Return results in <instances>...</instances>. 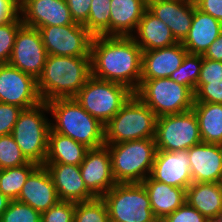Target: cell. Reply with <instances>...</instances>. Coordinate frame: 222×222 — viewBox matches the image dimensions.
I'll return each instance as SVG.
<instances>
[{
  "label": "cell",
  "mask_w": 222,
  "mask_h": 222,
  "mask_svg": "<svg viewBox=\"0 0 222 222\" xmlns=\"http://www.w3.org/2000/svg\"><path fill=\"white\" fill-rule=\"evenodd\" d=\"M142 49L132 37L94 36L91 43V76L137 91L142 74Z\"/></svg>",
  "instance_id": "1"
},
{
  "label": "cell",
  "mask_w": 222,
  "mask_h": 222,
  "mask_svg": "<svg viewBox=\"0 0 222 222\" xmlns=\"http://www.w3.org/2000/svg\"><path fill=\"white\" fill-rule=\"evenodd\" d=\"M90 77V56L47 55L37 88L44 102L74 98Z\"/></svg>",
  "instance_id": "2"
},
{
  "label": "cell",
  "mask_w": 222,
  "mask_h": 222,
  "mask_svg": "<svg viewBox=\"0 0 222 222\" xmlns=\"http://www.w3.org/2000/svg\"><path fill=\"white\" fill-rule=\"evenodd\" d=\"M46 103L52 118V131L68 136L88 148L105 145L104 125L74 98L54 99Z\"/></svg>",
  "instance_id": "3"
},
{
  "label": "cell",
  "mask_w": 222,
  "mask_h": 222,
  "mask_svg": "<svg viewBox=\"0 0 222 222\" xmlns=\"http://www.w3.org/2000/svg\"><path fill=\"white\" fill-rule=\"evenodd\" d=\"M105 145L116 183H142L150 176L157 153L155 138Z\"/></svg>",
  "instance_id": "4"
},
{
  "label": "cell",
  "mask_w": 222,
  "mask_h": 222,
  "mask_svg": "<svg viewBox=\"0 0 222 222\" xmlns=\"http://www.w3.org/2000/svg\"><path fill=\"white\" fill-rule=\"evenodd\" d=\"M157 116L135 93L104 125L105 144L155 138Z\"/></svg>",
  "instance_id": "5"
},
{
  "label": "cell",
  "mask_w": 222,
  "mask_h": 222,
  "mask_svg": "<svg viewBox=\"0 0 222 222\" xmlns=\"http://www.w3.org/2000/svg\"><path fill=\"white\" fill-rule=\"evenodd\" d=\"M49 113L44 101L32 108L23 109L11 133L24 156L38 165H44L47 156L51 119L46 114Z\"/></svg>",
  "instance_id": "6"
},
{
  "label": "cell",
  "mask_w": 222,
  "mask_h": 222,
  "mask_svg": "<svg viewBox=\"0 0 222 222\" xmlns=\"http://www.w3.org/2000/svg\"><path fill=\"white\" fill-rule=\"evenodd\" d=\"M135 94L157 117L189 111L195 102L194 91L170 78L141 80Z\"/></svg>",
  "instance_id": "7"
},
{
  "label": "cell",
  "mask_w": 222,
  "mask_h": 222,
  "mask_svg": "<svg viewBox=\"0 0 222 222\" xmlns=\"http://www.w3.org/2000/svg\"><path fill=\"white\" fill-rule=\"evenodd\" d=\"M102 199L110 222H159L142 183H116Z\"/></svg>",
  "instance_id": "8"
},
{
  "label": "cell",
  "mask_w": 222,
  "mask_h": 222,
  "mask_svg": "<svg viewBox=\"0 0 222 222\" xmlns=\"http://www.w3.org/2000/svg\"><path fill=\"white\" fill-rule=\"evenodd\" d=\"M132 94L133 92L122 84L91 76L74 99L84 110L105 125Z\"/></svg>",
  "instance_id": "9"
},
{
  "label": "cell",
  "mask_w": 222,
  "mask_h": 222,
  "mask_svg": "<svg viewBox=\"0 0 222 222\" xmlns=\"http://www.w3.org/2000/svg\"><path fill=\"white\" fill-rule=\"evenodd\" d=\"M201 142L199 123L193 109L157 118V150L184 151Z\"/></svg>",
  "instance_id": "10"
},
{
  "label": "cell",
  "mask_w": 222,
  "mask_h": 222,
  "mask_svg": "<svg viewBox=\"0 0 222 222\" xmlns=\"http://www.w3.org/2000/svg\"><path fill=\"white\" fill-rule=\"evenodd\" d=\"M40 31L47 55L90 56L93 35L82 24L44 26Z\"/></svg>",
  "instance_id": "11"
},
{
  "label": "cell",
  "mask_w": 222,
  "mask_h": 222,
  "mask_svg": "<svg viewBox=\"0 0 222 222\" xmlns=\"http://www.w3.org/2000/svg\"><path fill=\"white\" fill-rule=\"evenodd\" d=\"M46 58L40 31L23 24L16 34L8 63L37 80L42 74Z\"/></svg>",
  "instance_id": "12"
},
{
  "label": "cell",
  "mask_w": 222,
  "mask_h": 222,
  "mask_svg": "<svg viewBox=\"0 0 222 222\" xmlns=\"http://www.w3.org/2000/svg\"><path fill=\"white\" fill-rule=\"evenodd\" d=\"M0 102L23 109L40 104L37 80L9 63L0 64Z\"/></svg>",
  "instance_id": "13"
},
{
  "label": "cell",
  "mask_w": 222,
  "mask_h": 222,
  "mask_svg": "<svg viewBox=\"0 0 222 222\" xmlns=\"http://www.w3.org/2000/svg\"><path fill=\"white\" fill-rule=\"evenodd\" d=\"M79 168L86 188L95 197H102L116 184L106 145L90 148Z\"/></svg>",
  "instance_id": "14"
},
{
  "label": "cell",
  "mask_w": 222,
  "mask_h": 222,
  "mask_svg": "<svg viewBox=\"0 0 222 222\" xmlns=\"http://www.w3.org/2000/svg\"><path fill=\"white\" fill-rule=\"evenodd\" d=\"M22 23L33 28L73 24L65 0H20Z\"/></svg>",
  "instance_id": "15"
},
{
  "label": "cell",
  "mask_w": 222,
  "mask_h": 222,
  "mask_svg": "<svg viewBox=\"0 0 222 222\" xmlns=\"http://www.w3.org/2000/svg\"><path fill=\"white\" fill-rule=\"evenodd\" d=\"M150 177L173 187L187 189L193 183L187 150H157Z\"/></svg>",
  "instance_id": "16"
},
{
  "label": "cell",
  "mask_w": 222,
  "mask_h": 222,
  "mask_svg": "<svg viewBox=\"0 0 222 222\" xmlns=\"http://www.w3.org/2000/svg\"><path fill=\"white\" fill-rule=\"evenodd\" d=\"M147 9L162 20L177 42H183L192 25L194 0H147Z\"/></svg>",
  "instance_id": "17"
},
{
  "label": "cell",
  "mask_w": 222,
  "mask_h": 222,
  "mask_svg": "<svg viewBox=\"0 0 222 222\" xmlns=\"http://www.w3.org/2000/svg\"><path fill=\"white\" fill-rule=\"evenodd\" d=\"M193 182L219 183L222 176V145L201 142L187 150Z\"/></svg>",
  "instance_id": "18"
},
{
  "label": "cell",
  "mask_w": 222,
  "mask_h": 222,
  "mask_svg": "<svg viewBox=\"0 0 222 222\" xmlns=\"http://www.w3.org/2000/svg\"><path fill=\"white\" fill-rule=\"evenodd\" d=\"M40 213L49 210L58 201V195L48 169L39 165L27 178L17 198Z\"/></svg>",
  "instance_id": "19"
},
{
  "label": "cell",
  "mask_w": 222,
  "mask_h": 222,
  "mask_svg": "<svg viewBox=\"0 0 222 222\" xmlns=\"http://www.w3.org/2000/svg\"><path fill=\"white\" fill-rule=\"evenodd\" d=\"M50 172L59 200L79 203L96 198L82 179L79 166L71 164H44Z\"/></svg>",
  "instance_id": "20"
},
{
  "label": "cell",
  "mask_w": 222,
  "mask_h": 222,
  "mask_svg": "<svg viewBox=\"0 0 222 222\" xmlns=\"http://www.w3.org/2000/svg\"><path fill=\"white\" fill-rule=\"evenodd\" d=\"M187 53L181 42L143 51L141 80L169 78L180 67Z\"/></svg>",
  "instance_id": "21"
},
{
  "label": "cell",
  "mask_w": 222,
  "mask_h": 222,
  "mask_svg": "<svg viewBox=\"0 0 222 222\" xmlns=\"http://www.w3.org/2000/svg\"><path fill=\"white\" fill-rule=\"evenodd\" d=\"M221 33L222 23L199 10L195 4L192 25L182 45L188 53L203 55Z\"/></svg>",
  "instance_id": "22"
},
{
  "label": "cell",
  "mask_w": 222,
  "mask_h": 222,
  "mask_svg": "<svg viewBox=\"0 0 222 222\" xmlns=\"http://www.w3.org/2000/svg\"><path fill=\"white\" fill-rule=\"evenodd\" d=\"M147 9V0H111L110 36L131 37Z\"/></svg>",
  "instance_id": "23"
},
{
  "label": "cell",
  "mask_w": 222,
  "mask_h": 222,
  "mask_svg": "<svg viewBox=\"0 0 222 222\" xmlns=\"http://www.w3.org/2000/svg\"><path fill=\"white\" fill-rule=\"evenodd\" d=\"M131 37L142 51L164 48L178 43L170 28L148 9L144 11L137 29Z\"/></svg>",
  "instance_id": "24"
},
{
  "label": "cell",
  "mask_w": 222,
  "mask_h": 222,
  "mask_svg": "<svg viewBox=\"0 0 222 222\" xmlns=\"http://www.w3.org/2000/svg\"><path fill=\"white\" fill-rule=\"evenodd\" d=\"M142 184L148 193L151 209L158 221H162L186 202V189L155 181L150 176Z\"/></svg>",
  "instance_id": "25"
},
{
  "label": "cell",
  "mask_w": 222,
  "mask_h": 222,
  "mask_svg": "<svg viewBox=\"0 0 222 222\" xmlns=\"http://www.w3.org/2000/svg\"><path fill=\"white\" fill-rule=\"evenodd\" d=\"M186 202L207 219L222 215V186L220 183L193 182L186 189Z\"/></svg>",
  "instance_id": "26"
},
{
  "label": "cell",
  "mask_w": 222,
  "mask_h": 222,
  "mask_svg": "<svg viewBox=\"0 0 222 222\" xmlns=\"http://www.w3.org/2000/svg\"><path fill=\"white\" fill-rule=\"evenodd\" d=\"M89 149L86 145L50 129L48 134V151L44 164L80 166Z\"/></svg>",
  "instance_id": "27"
},
{
  "label": "cell",
  "mask_w": 222,
  "mask_h": 222,
  "mask_svg": "<svg viewBox=\"0 0 222 222\" xmlns=\"http://www.w3.org/2000/svg\"><path fill=\"white\" fill-rule=\"evenodd\" d=\"M202 142L222 145V104L194 102Z\"/></svg>",
  "instance_id": "28"
},
{
  "label": "cell",
  "mask_w": 222,
  "mask_h": 222,
  "mask_svg": "<svg viewBox=\"0 0 222 222\" xmlns=\"http://www.w3.org/2000/svg\"><path fill=\"white\" fill-rule=\"evenodd\" d=\"M39 165L34 162L0 170V192L9 200H17L29 175Z\"/></svg>",
  "instance_id": "29"
},
{
  "label": "cell",
  "mask_w": 222,
  "mask_h": 222,
  "mask_svg": "<svg viewBox=\"0 0 222 222\" xmlns=\"http://www.w3.org/2000/svg\"><path fill=\"white\" fill-rule=\"evenodd\" d=\"M111 0H92L86 29L93 36H110Z\"/></svg>",
  "instance_id": "30"
},
{
  "label": "cell",
  "mask_w": 222,
  "mask_h": 222,
  "mask_svg": "<svg viewBox=\"0 0 222 222\" xmlns=\"http://www.w3.org/2000/svg\"><path fill=\"white\" fill-rule=\"evenodd\" d=\"M202 62V55L187 53L180 67L169 78L195 92Z\"/></svg>",
  "instance_id": "31"
},
{
  "label": "cell",
  "mask_w": 222,
  "mask_h": 222,
  "mask_svg": "<svg viewBox=\"0 0 222 222\" xmlns=\"http://www.w3.org/2000/svg\"><path fill=\"white\" fill-rule=\"evenodd\" d=\"M74 222H110L107 205L102 197L76 203Z\"/></svg>",
  "instance_id": "32"
},
{
  "label": "cell",
  "mask_w": 222,
  "mask_h": 222,
  "mask_svg": "<svg viewBox=\"0 0 222 222\" xmlns=\"http://www.w3.org/2000/svg\"><path fill=\"white\" fill-rule=\"evenodd\" d=\"M30 161L24 156L11 134L0 136V170L19 167Z\"/></svg>",
  "instance_id": "33"
},
{
  "label": "cell",
  "mask_w": 222,
  "mask_h": 222,
  "mask_svg": "<svg viewBox=\"0 0 222 222\" xmlns=\"http://www.w3.org/2000/svg\"><path fill=\"white\" fill-rule=\"evenodd\" d=\"M0 222H41V213L26 203L13 200L0 216Z\"/></svg>",
  "instance_id": "34"
},
{
  "label": "cell",
  "mask_w": 222,
  "mask_h": 222,
  "mask_svg": "<svg viewBox=\"0 0 222 222\" xmlns=\"http://www.w3.org/2000/svg\"><path fill=\"white\" fill-rule=\"evenodd\" d=\"M22 25L21 16L0 25V64L8 63L16 34Z\"/></svg>",
  "instance_id": "35"
},
{
  "label": "cell",
  "mask_w": 222,
  "mask_h": 222,
  "mask_svg": "<svg viewBox=\"0 0 222 222\" xmlns=\"http://www.w3.org/2000/svg\"><path fill=\"white\" fill-rule=\"evenodd\" d=\"M76 203L59 200L49 210L41 213V222H74Z\"/></svg>",
  "instance_id": "36"
},
{
  "label": "cell",
  "mask_w": 222,
  "mask_h": 222,
  "mask_svg": "<svg viewBox=\"0 0 222 222\" xmlns=\"http://www.w3.org/2000/svg\"><path fill=\"white\" fill-rule=\"evenodd\" d=\"M22 110L23 108L17 105L0 102V136L12 133Z\"/></svg>",
  "instance_id": "37"
},
{
  "label": "cell",
  "mask_w": 222,
  "mask_h": 222,
  "mask_svg": "<svg viewBox=\"0 0 222 222\" xmlns=\"http://www.w3.org/2000/svg\"><path fill=\"white\" fill-rule=\"evenodd\" d=\"M195 102H209L222 104V80L201 84L195 90Z\"/></svg>",
  "instance_id": "38"
},
{
  "label": "cell",
  "mask_w": 222,
  "mask_h": 222,
  "mask_svg": "<svg viewBox=\"0 0 222 222\" xmlns=\"http://www.w3.org/2000/svg\"><path fill=\"white\" fill-rule=\"evenodd\" d=\"M207 220L205 216L185 202L161 222H206Z\"/></svg>",
  "instance_id": "39"
},
{
  "label": "cell",
  "mask_w": 222,
  "mask_h": 222,
  "mask_svg": "<svg viewBox=\"0 0 222 222\" xmlns=\"http://www.w3.org/2000/svg\"><path fill=\"white\" fill-rule=\"evenodd\" d=\"M220 80H222V61H214L203 57L196 89L201 84H208V82H216Z\"/></svg>",
  "instance_id": "40"
},
{
  "label": "cell",
  "mask_w": 222,
  "mask_h": 222,
  "mask_svg": "<svg viewBox=\"0 0 222 222\" xmlns=\"http://www.w3.org/2000/svg\"><path fill=\"white\" fill-rule=\"evenodd\" d=\"M91 1L92 0H65L75 23L84 25L87 22Z\"/></svg>",
  "instance_id": "41"
},
{
  "label": "cell",
  "mask_w": 222,
  "mask_h": 222,
  "mask_svg": "<svg viewBox=\"0 0 222 222\" xmlns=\"http://www.w3.org/2000/svg\"><path fill=\"white\" fill-rule=\"evenodd\" d=\"M20 16V0H0V25Z\"/></svg>",
  "instance_id": "42"
},
{
  "label": "cell",
  "mask_w": 222,
  "mask_h": 222,
  "mask_svg": "<svg viewBox=\"0 0 222 222\" xmlns=\"http://www.w3.org/2000/svg\"><path fill=\"white\" fill-rule=\"evenodd\" d=\"M196 7L222 23V0H194Z\"/></svg>",
  "instance_id": "43"
},
{
  "label": "cell",
  "mask_w": 222,
  "mask_h": 222,
  "mask_svg": "<svg viewBox=\"0 0 222 222\" xmlns=\"http://www.w3.org/2000/svg\"><path fill=\"white\" fill-rule=\"evenodd\" d=\"M214 61H222V33L215 39L202 55Z\"/></svg>",
  "instance_id": "44"
},
{
  "label": "cell",
  "mask_w": 222,
  "mask_h": 222,
  "mask_svg": "<svg viewBox=\"0 0 222 222\" xmlns=\"http://www.w3.org/2000/svg\"><path fill=\"white\" fill-rule=\"evenodd\" d=\"M10 201L11 200L0 192V216L7 210Z\"/></svg>",
  "instance_id": "45"
},
{
  "label": "cell",
  "mask_w": 222,
  "mask_h": 222,
  "mask_svg": "<svg viewBox=\"0 0 222 222\" xmlns=\"http://www.w3.org/2000/svg\"><path fill=\"white\" fill-rule=\"evenodd\" d=\"M206 222H221L218 218L208 219Z\"/></svg>",
  "instance_id": "46"
},
{
  "label": "cell",
  "mask_w": 222,
  "mask_h": 222,
  "mask_svg": "<svg viewBox=\"0 0 222 222\" xmlns=\"http://www.w3.org/2000/svg\"><path fill=\"white\" fill-rule=\"evenodd\" d=\"M219 183H220V185L222 186V176H221V179H220Z\"/></svg>",
  "instance_id": "47"
},
{
  "label": "cell",
  "mask_w": 222,
  "mask_h": 222,
  "mask_svg": "<svg viewBox=\"0 0 222 222\" xmlns=\"http://www.w3.org/2000/svg\"><path fill=\"white\" fill-rule=\"evenodd\" d=\"M218 219L222 222V215Z\"/></svg>",
  "instance_id": "48"
}]
</instances>
